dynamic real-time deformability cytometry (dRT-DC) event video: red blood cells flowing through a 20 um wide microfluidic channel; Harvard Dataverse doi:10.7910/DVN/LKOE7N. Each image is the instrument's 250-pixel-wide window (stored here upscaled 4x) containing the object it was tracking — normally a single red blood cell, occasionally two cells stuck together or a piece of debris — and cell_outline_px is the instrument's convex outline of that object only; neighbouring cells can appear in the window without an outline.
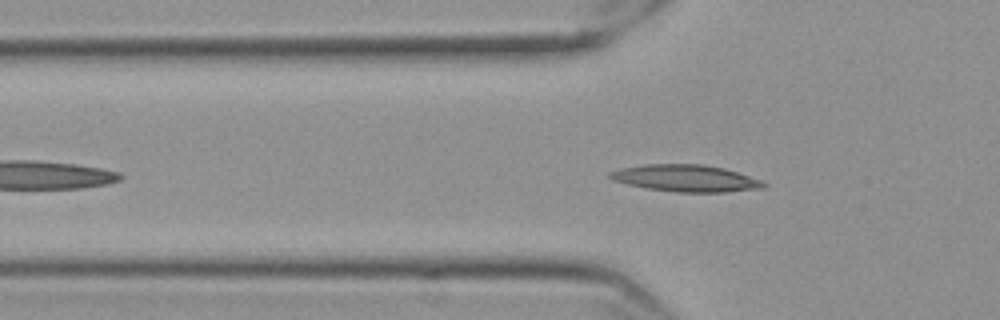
{"species": "Egyptian fruit bat (a non-hibernating species)", "species_latin": "Rousettus aegyptiacus", "temperature_condition": "cold", "stored_images_in_passage": 47, "camera_frame_rate_fps": 3000, "um_per_image_px": 0.085, "frame": {"image": 1, "passage_image": 7, "time_ms": 2.0, "image_size_px": [1000, 320], "cell_outline_px": [[768, 184], [764, 188], [724, 192], [676, 192], [648, 188], [628, 184], [612, 180], [608, 176], [608, 172], [620, 168], [644, 164], [704, 164], [724, 168], [760, 180]], "centroid_in_image_um": [58.27, 15.14], "position_along_channel_um": 67.5, "area_um2": 23.99}}
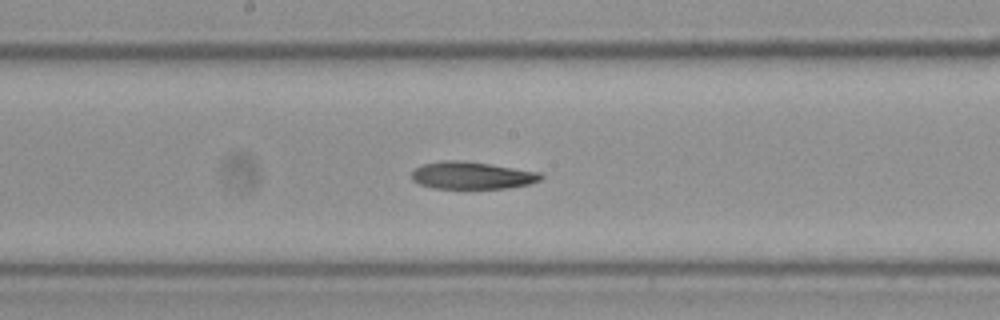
{"frame": {"image": 2, "passage_image": 19, "time_ms": 6.0, "image_size_px": [1000, 320], "cell_outline_px": [[544, 176], [540, 180], [528, 184], [508, 188], [432, 188], [420, 184], [412, 180], [412, 172], [416, 168], [424, 164], [444, 160], [456, 160], [488, 164], [540, 172]], "centroid_in_image_um": [40.11, 14.92], "position_along_channel_um": 208.1, "area_um2": 20.29}}
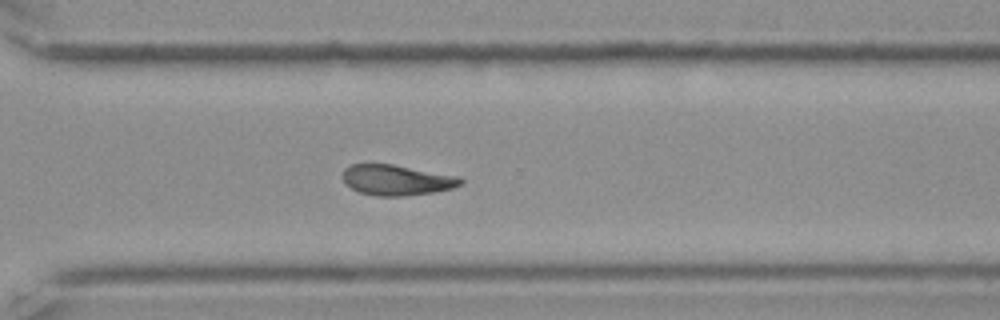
{"frame": {"image": 3, "passage_image": 30, "time_ms": 9.667, "image_size_px": [1000, 320], "cell_outline_px": [[464, 180], [460, 184], [452, 188], [436, 192], [404, 196], [376, 196], [360, 192], [352, 188], [344, 180], [344, 168], [352, 164], [392, 164], [460, 176]], "centroid_in_image_um": [33.76, 15.3], "position_along_channel_um": 336.8, "area_um2": 20.87}}